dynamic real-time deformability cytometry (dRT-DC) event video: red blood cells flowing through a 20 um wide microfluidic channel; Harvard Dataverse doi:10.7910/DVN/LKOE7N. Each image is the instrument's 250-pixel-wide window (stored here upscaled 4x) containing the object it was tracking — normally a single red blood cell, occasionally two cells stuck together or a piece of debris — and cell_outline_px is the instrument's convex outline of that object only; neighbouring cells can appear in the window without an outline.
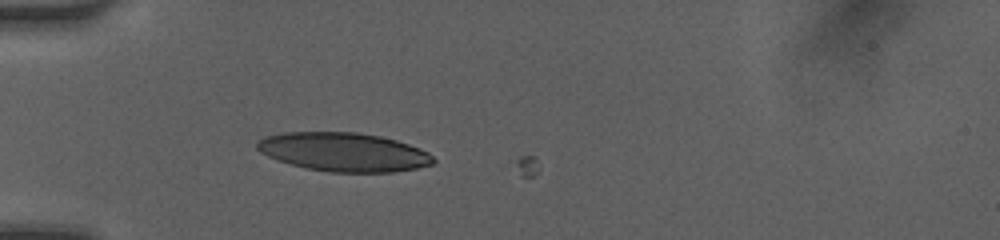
{"species": "human", "species_latin": "Homo sapiens", "temperature_condition": "room temperature", "stored_images_in_passage": 2, "camera_frame_rate_fps": 3000, "um_per_image_px": 0.085, "donor": {"sex": "female"}, "frame": {"image": 1, "passage_image": 1, "time_ms": 0.0, "image_size_px": [1000, 240], "cell_outline_px": [[436, 160], [432, 164], [416, 168], [392, 172], [328, 172], [308, 168], [276, 160], [260, 152], [256, 148], [256, 140], [264, 136], [284, 132], [356, 132], [380, 136], [396, 140], [408, 144], [428, 152]], "centroid_in_image_um": [29.17, 12.91], "position_along_channel_um": 55.8, "area_um2": 39.82}}